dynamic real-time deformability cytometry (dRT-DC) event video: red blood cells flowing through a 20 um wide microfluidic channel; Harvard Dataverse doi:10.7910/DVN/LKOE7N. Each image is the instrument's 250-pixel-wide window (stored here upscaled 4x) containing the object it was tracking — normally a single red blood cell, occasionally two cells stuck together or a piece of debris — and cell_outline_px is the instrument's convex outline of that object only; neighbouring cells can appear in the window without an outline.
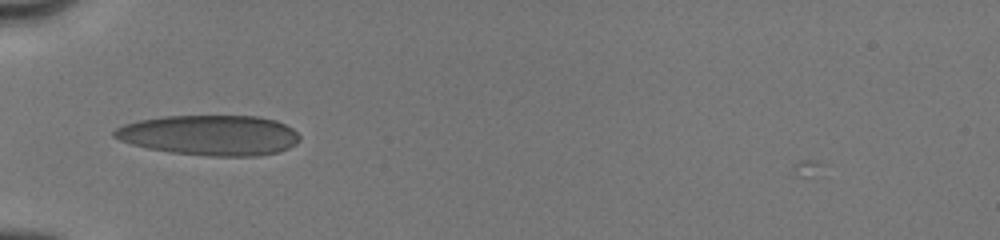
{"species": "human", "species_latin": "Homo sapiens", "temperature_condition": "cold", "stored_images_in_passage": 53, "camera_frame_rate_fps": 3000, "um_per_image_px": 0.085, "donor": {"sex": "male"}, "frame": {"image": 1, "passage_image": 1, "time_ms": 0.0, "image_size_px": [1000, 240], "cell_outline_px": [[300, 140], [296, 144], [280, 152], [256, 156], [208, 156], [172, 152], [148, 148], [132, 144], [120, 140], [112, 136], [112, 132], [116, 128], [124, 124], [140, 120], [164, 116], [256, 116], [276, 120], [292, 128], [300, 136]], "centroid_in_image_um": [17.85, 11.49], "position_along_channel_um": 67.1, "area_um2": 43.52}}
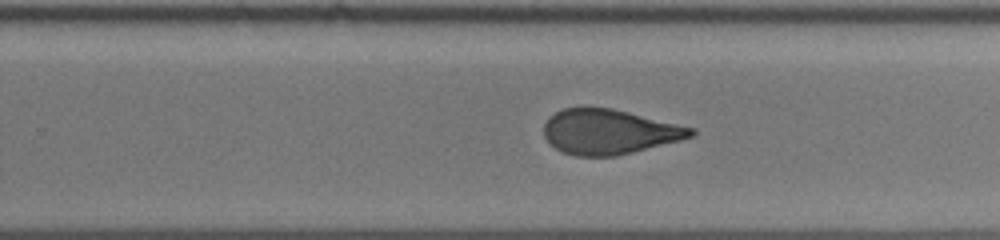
{"frame": {"image": 2, "passage_image": 32, "time_ms": 5.333, "image_size_px": [1000, 240], "cell_outline_px": [[696, 132], [692, 136], [680, 140], [616, 156], [576, 156], [564, 152], [556, 148], [544, 136], [544, 124], [548, 116], [564, 108], [584, 104], [612, 108], [696, 128]], "centroid_in_image_um": [51.75, 11.16], "position_along_channel_um": 278.1, "area_um2": 38.9}}
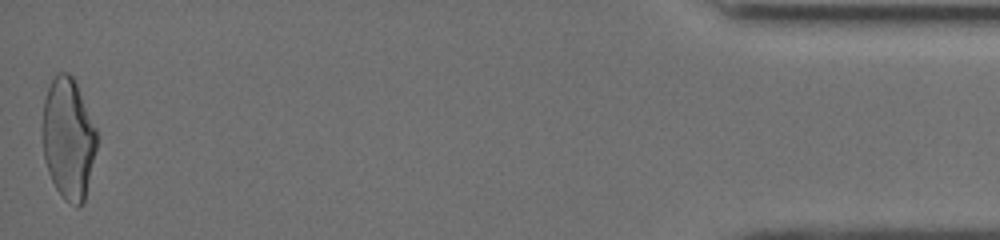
{"frame": {"image": 3, "passage_image": 53, "time_ms": 11.0, "image_size_px": [1000, 240], "cell_outline_px": [[96, 148], [84, 204], [76, 208], [64, 200], [56, 188], [48, 172], [44, 156], [44, 100], [48, 88], [56, 72], [68, 72], [72, 76], [76, 84], [96, 128]], "centroid_in_image_um": [5.82, 11.82], "position_along_channel_um": 429.4, "area_um2": 37.86}, "authors_computed_cell_mechanics": {"area_um2": 39.9398, "velocity_mm_per_s": 4.0455, "shape_relaxation_time_tau1_ms": 6.7381, "shape_relaxation_time_tau2_ms": 1.3345, "deformation_change_tau1": 0.1894, "deformation_change_tau2": 0.0914}}